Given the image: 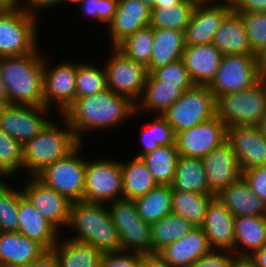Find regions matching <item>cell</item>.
I'll return each mask as SVG.
<instances>
[{
  "label": "cell",
  "instance_id": "1",
  "mask_svg": "<svg viewBox=\"0 0 266 267\" xmlns=\"http://www.w3.org/2000/svg\"><path fill=\"white\" fill-rule=\"evenodd\" d=\"M135 111L136 103L129 97L106 89L95 95L76 98L62 115L78 141L83 143L84 133L121 128V124L133 118Z\"/></svg>",
  "mask_w": 266,
  "mask_h": 267
},
{
  "label": "cell",
  "instance_id": "2",
  "mask_svg": "<svg viewBox=\"0 0 266 267\" xmlns=\"http://www.w3.org/2000/svg\"><path fill=\"white\" fill-rule=\"evenodd\" d=\"M38 49L24 56L0 57V71L10 104L44 106V56Z\"/></svg>",
  "mask_w": 266,
  "mask_h": 267
},
{
  "label": "cell",
  "instance_id": "3",
  "mask_svg": "<svg viewBox=\"0 0 266 267\" xmlns=\"http://www.w3.org/2000/svg\"><path fill=\"white\" fill-rule=\"evenodd\" d=\"M67 228L75 231L68 238L90 244L103 253L121 250L117 228L104 204L72 202Z\"/></svg>",
  "mask_w": 266,
  "mask_h": 267
},
{
  "label": "cell",
  "instance_id": "4",
  "mask_svg": "<svg viewBox=\"0 0 266 267\" xmlns=\"http://www.w3.org/2000/svg\"><path fill=\"white\" fill-rule=\"evenodd\" d=\"M62 120L65 125L63 128L58 124L60 122L50 120L39 134L22 146L23 170L27 176L36 177L47 166L65 158L81 144L61 114Z\"/></svg>",
  "mask_w": 266,
  "mask_h": 267
},
{
  "label": "cell",
  "instance_id": "5",
  "mask_svg": "<svg viewBox=\"0 0 266 267\" xmlns=\"http://www.w3.org/2000/svg\"><path fill=\"white\" fill-rule=\"evenodd\" d=\"M38 22L23 7L0 10V57L24 56L40 49Z\"/></svg>",
  "mask_w": 266,
  "mask_h": 267
},
{
  "label": "cell",
  "instance_id": "6",
  "mask_svg": "<svg viewBox=\"0 0 266 267\" xmlns=\"http://www.w3.org/2000/svg\"><path fill=\"white\" fill-rule=\"evenodd\" d=\"M266 114V82L259 80L252 87L231 92L216 100V115L227 127L257 126Z\"/></svg>",
  "mask_w": 266,
  "mask_h": 267
},
{
  "label": "cell",
  "instance_id": "7",
  "mask_svg": "<svg viewBox=\"0 0 266 267\" xmlns=\"http://www.w3.org/2000/svg\"><path fill=\"white\" fill-rule=\"evenodd\" d=\"M162 116L176 134L216 116V100L208 86L194 85L185 90Z\"/></svg>",
  "mask_w": 266,
  "mask_h": 267
},
{
  "label": "cell",
  "instance_id": "8",
  "mask_svg": "<svg viewBox=\"0 0 266 267\" xmlns=\"http://www.w3.org/2000/svg\"><path fill=\"white\" fill-rule=\"evenodd\" d=\"M106 207L117 228L121 250L152 253L150 224L139 216L134 200L122 198Z\"/></svg>",
  "mask_w": 266,
  "mask_h": 267
},
{
  "label": "cell",
  "instance_id": "9",
  "mask_svg": "<svg viewBox=\"0 0 266 267\" xmlns=\"http://www.w3.org/2000/svg\"><path fill=\"white\" fill-rule=\"evenodd\" d=\"M82 143L65 158L47 166L36 177L70 201L83 200L85 188L86 158L80 155Z\"/></svg>",
  "mask_w": 266,
  "mask_h": 267
},
{
  "label": "cell",
  "instance_id": "10",
  "mask_svg": "<svg viewBox=\"0 0 266 267\" xmlns=\"http://www.w3.org/2000/svg\"><path fill=\"white\" fill-rule=\"evenodd\" d=\"M123 198L121 160H86L83 200L107 205Z\"/></svg>",
  "mask_w": 266,
  "mask_h": 267
},
{
  "label": "cell",
  "instance_id": "11",
  "mask_svg": "<svg viewBox=\"0 0 266 267\" xmlns=\"http://www.w3.org/2000/svg\"><path fill=\"white\" fill-rule=\"evenodd\" d=\"M105 62L107 88L114 93L129 97L136 103L142 96L148 76L147 68L129 59L116 46H111Z\"/></svg>",
  "mask_w": 266,
  "mask_h": 267
},
{
  "label": "cell",
  "instance_id": "12",
  "mask_svg": "<svg viewBox=\"0 0 266 267\" xmlns=\"http://www.w3.org/2000/svg\"><path fill=\"white\" fill-rule=\"evenodd\" d=\"M255 55H223L215 78L208 86L215 100L224 94L239 92L259 81Z\"/></svg>",
  "mask_w": 266,
  "mask_h": 267
},
{
  "label": "cell",
  "instance_id": "13",
  "mask_svg": "<svg viewBox=\"0 0 266 267\" xmlns=\"http://www.w3.org/2000/svg\"><path fill=\"white\" fill-rule=\"evenodd\" d=\"M226 124L216 115L190 129L176 133L175 145L179 155L202 159L226 141Z\"/></svg>",
  "mask_w": 266,
  "mask_h": 267
},
{
  "label": "cell",
  "instance_id": "14",
  "mask_svg": "<svg viewBox=\"0 0 266 267\" xmlns=\"http://www.w3.org/2000/svg\"><path fill=\"white\" fill-rule=\"evenodd\" d=\"M45 59L44 57V107L50 108L56 104L54 107H57L58 113L63 114L76 99L77 61L66 60L49 67V62Z\"/></svg>",
  "mask_w": 266,
  "mask_h": 267
},
{
  "label": "cell",
  "instance_id": "15",
  "mask_svg": "<svg viewBox=\"0 0 266 267\" xmlns=\"http://www.w3.org/2000/svg\"><path fill=\"white\" fill-rule=\"evenodd\" d=\"M26 179L27 181H24L26 184L22 186L23 194L35 209L62 234L69 221L72 201L46 186L37 177Z\"/></svg>",
  "mask_w": 266,
  "mask_h": 267
},
{
  "label": "cell",
  "instance_id": "16",
  "mask_svg": "<svg viewBox=\"0 0 266 267\" xmlns=\"http://www.w3.org/2000/svg\"><path fill=\"white\" fill-rule=\"evenodd\" d=\"M50 111L44 106L11 104L0 117V128L23 146L52 120L47 118Z\"/></svg>",
  "mask_w": 266,
  "mask_h": 267
},
{
  "label": "cell",
  "instance_id": "17",
  "mask_svg": "<svg viewBox=\"0 0 266 267\" xmlns=\"http://www.w3.org/2000/svg\"><path fill=\"white\" fill-rule=\"evenodd\" d=\"M226 141L243 171L266 165V138L258 126L235 125L227 127Z\"/></svg>",
  "mask_w": 266,
  "mask_h": 267
},
{
  "label": "cell",
  "instance_id": "18",
  "mask_svg": "<svg viewBox=\"0 0 266 267\" xmlns=\"http://www.w3.org/2000/svg\"><path fill=\"white\" fill-rule=\"evenodd\" d=\"M232 11L228 5L197 2L184 32L185 46L212 44L214 34Z\"/></svg>",
  "mask_w": 266,
  "mask_h": 267
},
{
  "label": "cell",
  "instance_id": "19",
  "mask_svg": "<svg viewBox=\"0 0 266 267\" xmlns=\"http://www.w3.org/2000/svg\"><path fill=\"white\" fill-rule=\"evenodd\" d=\"M208 186L216 196L242 178V170L230 144L225 141L202 159Z\"/></svg>",
  "mask_w": 266,
  "mask_h": 267
},
{
  "label": "cell",
  "instance_id": "20",
  "mask_svg": "<svg viewBox=\"0 0 266 267\" xmlns=\"http://www.w3.org/2000/svg\"><path fill=\"white\" fill-rule=\"evenodd\" d=\"M212 250L205 231L195 226L187 235L162 248L158 254L170 267H189Z\"/></svg>",
  "mask_w": 266,
  "mask_h": 267
},
{
  "label": "cell",
  "instance_id": "21",
  "mask_svg": "<svg viewBox=\"0 0 266 267\" xmlns=\"http://www.w3.org/2000/svg\"><path fill=\"white\" fill-rule=\"evenodd\" d=\"M151 9L141 0H118L117 12L108 25L110 46H117L127 36L150 25Z\"/></svg>",
  "mask_w": 266,
  "mask_h": 267
},
{
  "label": "cell",
  "instance_id": "22",
  "mask_svg": "<svg viewBox=\"0 0 266 267\" xmlns=\"http://www.w3.org/2000/svg\"><path fill=\"white\" fill-rule=\"evenodd\" d=\"M234 220L235 217L215 196L208 205L200 226L213 249L231 250L234 253Z\"/></svg>",
  "mask_w": 266,
  "mask_h": 267
},
{
  "label": "cell",
  "instance_id": "23",
  "mask_svg": "<svg viewBox=\"0 0 266 267\" xmlns=\"http://www.w3.org/2000/svg\"><path fill=\"white\" fill-rule=\"evenodd\" d=\"M223 53L213 44L185 46L182 60L195 85L209 86L220 67Z\"/></svg>",
  "mask_w": 266,
  "mask_h": 267
},
{
  "label": "cell",
  "instance_id": "24",
  "mask_svg": "<svg viewBox=\"0 0 266 267\" xmlns=\"http://www.w3.org/2000/svg\"><path fill=\"white\" fill-rule=\"evenodd\" d=\"M18 231L27 238L41 244L46 250H52L61 233L33 206L23 194L18 206Z\"/></svg>",
  "mask_w": 266,
  "mask_h": 267
},
{
  "label": "cell",
  "instance_id": "25",
  "mask_svg": "<svg viewBox=\"0 0 266 267\" xmlns=\"http://www.w3.org/2000/svg\"><path fill=\"white\" fill-rule=\"evenodd\" d=\"M45 251L19 232H0V267H29Z\"/></svg>",
  "mask_w": 266,
  "mask_h": 267
},
{
  "label": "cell",
  "instance_id": "26",
  "mask_svg": "<svg viewBox=\"0 0 266 267\" xmlns=\"http://www.w3.org/2000/svg\"><path fill=\"white\" fill-rule=\"evenodd\" d=\"M234 217L266 216V204L243 178L230 184L216 195Z\"/></svg>",
  "mask_w": 266,
  "mask_h": 267
},
{
  "label": "cell",
  "instance_id": "27",
  "mask_svg": "<svg viewBox=\"0 0 266 267\" xmlns=\"http://www.w3.org/2000/svg\"><path fill=\"white\" fill-rule=\"evenodd\" d=\"M266 245V216H240L234 220V254L249 257Z\"/></svg>",
  "mask_w": 266,
  "mask_h": 267
},
{
  "label": "cell",
  "instance_id": "28",
  "mask_svg": "<svg viewBox=\"0 0 266 267\" xmlns=\"http://www.w3.org/2000/svg\"><path fill=\"white\" fill-rule=\"evenodd\" d=\"M212 44L223 55H254L251 52L242 17L234 10L214 34Z\"/></svg>",
  "mask_w": 266,
  "mask_h": 267
},
{
  "label": "cell",
  "instance_id": "29",
  "mask_svg": "<svg viewBox=\"0 0 266 267\" xmlns=\"http://www.w3.org/2000/svg\"><path fill=\"white\" fill-rule=\"evenodd\" d=\"M63 237L61 234L52 248L60 267H101L103 252L90 244Z\"/></svg>",
  "mask_w": 266,
  "mask_h": 267
},
{
  "label": "cell",
  "instance_id": "30",
  "mask_svg": "<svg viewBox=\"0 0 266 267\" xmlns=\"http://www.w3.org/2000/svg\"><path fill=\"white\" fill-rule=\"evenodd\" d=\"M154 44L147 67L148 73L160 66L182 59L185 49L184 32L174 29H153Z\"/></svg>",
  "mask_w": 266,
  "mask_h": 267
},
{
  "label": "cell",
  "instance_id": "31",
  "mask_svg": "<svg viewBox=\"0 0 266 267\" xmlns=\"http://www.w3.org/2000/svg\"><path fill=\"white\" fill-rule=\"evenodd\" d=\"M184 91L175 85L161 84L150 73H148L144 91L141 98L136 102L135 115H140L141 109L145 112H156V115H162L170 106H172L182 95Z\"/></svg>",
  "mask_w": 266,
  "mask_h": 267
},
{
  "label": "cell",
  "instance_id": "32",
  "mask_svg": "<svg viewBox=\"0 0 266 267\" xmlns=\"http://www.w3.org/2000/svg\"><path fill=\"white\" fill-rule=\"evenodd\" d=\"M172 191H189L197 194L214 195L207 182L202 160L179 155Z\"/></svg>",
  "mask_w": 266,
  "mask_h": 267
},
{
  "label": "cell",
  "instance_id": "33",
  "mask_svg": "<svg viewBox=\"0 0 266 267\" xmlns=\"http://www.w3.org/2000/svg\"><path fill=\"white\" fill-rule=\"evenodd\" d=\"M124 161H121L124 199L134 200L158 185L141 158Z\"/></svg>",
  "mask_w": 266,
  "mask_h": 267
},
{
  "label": "cell",
  "instance_id": "34",
  "mask_svg": "<svg viewBox=\"0 0 266 267\" xmlns=\"http://www.w3.org/2000/svg\"><path fill=\"white\" fill-rule=\"evenodd\" d=\"M139 216L152 224L172 213V187L157 185L145 195L134 199Z\"/></svg>",
  "mask_w": 266,
  "mask_h": 267
},
{
  "label": "cell",
  "instance_id": "35",
  "mask_svg": "<svg viewBox=\"0 0 266 267\" xmlns=\"http://www.w3.org/2000/svg\"><path fill=\"white\" fill-rule=\"evenodd\" d=\"M179 153L175 144L159 146L141 157L158 185L173 183Z\"/></svg>",
  "mask_w": 266,
  "mask_h": 267
},
{
  "label": "cell",
  "instance_id": "36",
  "mask_svg": "<svg viewBox=\"0 0 266 267\" xmlns=\"http://www.w3.org/2000/svg\"><path fill=\"white\" fill-rule=\"evenodd\" d=\"M194 227L192 223L174 213L150 224L152 253H158L166 245L187 235Z\"/></svg>",
  "mask_w": 266,
  "mask_h": 267
},
{
  "label": "cell",
  "instance_id": "37",
  "mask_svg": "<svg viewBox=\"0 0 266 267\" xmlns=\"http://www.w3.org/2000/svg\"><path fill=\"white\" fill-rule=\"evenodd\" d=\"M215 195L189 191H172V213L179 215L194 226H201L211 200Z\"/></svg>",
  "mask_w": 266,
  "mask_h": 267
},
{
  "label": "cell",
  "instance_id": "38",
  "mask_svg": "<svg viewBox=\"0 0 266 267\" xmlns=\"http://www.w3.org/2000/svg\"><path fill=\"white\" fill-rule=\"evenodd\" d=\"M196 4L197 2L194 0H183L177 5L152 8L150 26L153 29H174L185 32Z\"/></svg>",
  "mask_w": 266,
  "mask_h": 267
},
{
  "label": "cell",
  "instance_id": "39",
  "mask_svg": "<svg viewBox=\"0 0 266 267\" xmlns=\"http://www.w3.org/2000/svg\"><path fill=\"white\" fill-rule=\"evenodd\" d=\"M151 123L142 127L140 134L141 151L134 157L141 158L143 155L152 152L159 146L175 144L176 134L174 129L167 123L166 119L162 115H153Z\"/></svg>",
  "mask_w": 266,
  "mask_h": 267
},
{
  "label": "cell",
  "instance_id": "40",
  "mask_svg": "<svg viewBox=\"0 0 266 267\" xmlns=\"http://www.w3.org/2000/svg\"><path fill=\"white\" fill-rule=\"evenodd\" d=\"M153 28L149 25L127 36L116 47L129 59L148 67L153 50Z\"/></svg>",
  "mask_w": 266,
  "mask_h": 267
},
{
  "label": "cell",
  "instance_id": "41",
  "mask_svg": "<svg viewBox=\"0 0 266 267\" xmlns=\"http://www.w3.org/2000/svg\"><path fill=\"white\" fill-rule=\"evenodd\" d=\"M97 66L88 61L76 63V98L108 89L104 67Z\"/></svg>",
  "mask_w": 266,
  "mask_h": 267
},
{
  "label": "cell",
  "instance_id": "42",
  "mask_svg": "<svg viewBox=\"0 0 266 267\" xmlns=\"http://www.w3.org/2000/svg\"><path fill=\"white\" fill-rule=\"evenodd\" d=\"M7 180L0 186V232H17L19 199L23 191L22 187L16 189L7 185Z\"/></svg>",
  "mask_w": 266,
  "mask_h": 267
},
{
  "label": "cell",
  "instance_id": "43",
  "mask_svg": "<svg viewBox=\"0 0 266 267\" xmlns=\"http://www.w3.org/2000/svg\"><path fill=\"white\" fill-rule=\"evenodd\" d=\"M22 145L0 128V175L5 178L15 177L23 171Z\"/></svg>",
  "mask_w": 266,
  "mask_h": 267
},
{
  "label": "cell",
  "instance_id": "44",
  "mask_svg": "<svg viewBox=\"0 0 266 267\" xmlns=\"http://www.w3.org/2000/svg\"><path fill=\"white\" fill-rule=\"evenodd\" d=\"M238 14L244 22L251 52L259 56L266 49V12Z\"/></svg>",
  "mask_w": 266,
  "mask_h": 267
},
{
  "label": "cell",
  "instance_id": "45",
  "mask_svg": "<svg viewBox=\"0 0 266 267\" xmlns=\"http://www.w3.org/2000/svg\"><path fill=\"white\" fill-rule=\"evenodd\" d=\"M150 74L161 84L175 85L183 91L190 89L195 84L191 80L183 60L160 66L153 69Z\"/></svg>",
  "mask_w": 266,
  "mask_h": 267
},
{
  "label": "cell",
  "instance_id": "46",
  "mask_svg": "<svg viewBox=\"0 0 266 267\" xmlns=\"http://www.w3.org/2000/svg\"><path fill=\"white\" fill-rule=\"evenodd\" d=\"M80 6L82 15L88 18L98 20L104 27L112 22L114 14L117 12L118 0H82L76 4Z\"/></svg>",
  "mask_w": 266,
  "mask_h": 267
},
{
  "label": "cell",
  "instance_id": "47",
  "mask_svg": "<svg viewBox=\"0 0 266 267\" xmlns=\"http://www.w3.org/2000/svg\"><path fill=\"white\" fill-rule=\"evenodd\" d=\"M141 253L134 251L105 252L101 267H140Z\"/></svg>",
  "mask_w": 266,
  "mask_h": 267
},
{
  "label": "cell",
  "instance_id": "48",
  "mask_svg": "<svg viewBox=\"0 0 266 267\" xmlns=\"http://www.w3.org/2000/svg\"><path fill=\"white\" fill-rule=\"evenodd\" d=\"M242 178L249 188L266 204V165L243 171Z\"/></svg>",
  "mask_w": 266,
  "mask_h": 267
},
{
  "label": "cell",
  "instance_id": "49",
  "mask_svg": "<svg viewBox=\"0 0 266 267\" xmlns=\"http://www.w3.org/2000/svg\"><path fill=\"white\" fill-rule=\"evenodd\" d=\"M235 257L231 250L213 249L189 267H228Z\"/></svg>",
  "mask_w": 266,
  "mask_h": 267
},
{
  "label": "cell",
  "instance_id": "50",
  "mask_svg": "<svg viewBox=\"0 0 266 267\" xmlns=\"http://www.w3.org/2000/svg\"><path fill=\"white\" fill-rule=\"evenodd\" d=\"M25 2H22V7L32 16H34L35 18H37L38 14L42 8H52L55 6H59V4L61 5L62 2L64 4L65 0H24ZM39 9V10H38ZM38 10V12H37ZM37 12V13H36Z\"/></svg>",
  "mask_w": 266,
  "mask_h": 267
},
{
  "label": "cell",
  "instance_id": "51",
  "mask_svg": "<svg viewBox=\"0 0 266 267\" xmlns=\"http://www.w3.org/2000/svg\"><path fill=\"white\" fill-rule=\"evenodd\" d=\"M233 10L236 13L266 12V0H240Z\"/></svg>",
  "mask_w": 266,
  "mask_h": 267
},
{
  "label": "cell",
  "instance_id": "52",
  "mask_svg": "<svg viewBox=\"0 0 266 267\" xmlns=\"http://www.w3.org/2000/svg\"><path fill=\"white\" fill-rule=\"evenodd\" d=\"M29 267H60L56 254L52 250H46Z\"/></svg>",
  "mask_w": 266,
  "mask_h": 267
},
{
  "label": "cell",
  "instance_id": "53",
  "mask_svg": "<svg viewBox=\"0 0 266 267\" xmlns=\"http://www.w3.org/2000/svg\"><path fill=\"white\" fill-rule=\"evenodd\" d=\"M140 267H170L158 253H141Z\"/></svg>",
  "mask_w": 266,
  "mask_h": 267
},
{
  "label": "cell",
  "instance_id": "54",
  "mask_svg": "<svg viewBox=\"0 0 266 267\" xmlns=\"http://www.w3.org/2000/svg\"><path fill=\"white\" fill-rule=\"evenodd\" d=\"M254 267H266V245L247 257Z\"/></svg>",
  "mask_w": 266,
  "mask_h": 267
},
{
  "label": "cell",
  "instance_id": "55",
  "mask_svg": "<svg viewBox=\"0 0 266 267\" xmlns=\"http://www.w3.org/2000/svg\"><path fill=\"white\" fill-rule=\"evenodd\" d=\"M259 79L266 82V49L257 56Z\"/></svg>",
  "mask_w": 266,
  "mask_h": 267
},
{
  "label": "cell",
  "instance_id": "56",
  "mask_svg": "<svg viewBox=\"0 0 266 267\" xmlns=\"http://www.w3.org/2000/svg\"><path fill=\"white\" fill-rule=\"evenodd\" d=\"M22 0H0V10H11L22 7Z\"/></svg>",
  "mask_w": 266,
  "mask_h": 267
},
{
  "label": "cell",
  "instance_id": "57",
  "mask_svg": "<svg viewBox=\"0 0 266 267\" xmlns=\"http://www.w3.org/2000/svg\"><path fill=\"white\" fill-rule=\"evenodd\" d=\"M228 267H254L247 257H235Z\"/></svg>",
  "mask_w": 266,
  "mask_h": 267
},
{
  "label": "cell",
  "instance_id": "58",
  "mask_svg": "<svg viewBox=\"0 0 266 267\" xmlns=\"http://www.w3.org/2000/svg\"><path fill=\"white\" fill-rule=\"evenodd\" d=\"M183 0H155L154 8L168 7L169 5H177Z\"/></svg>",
  "mask_w": 266,
  "mask_h": 267
},
{
  "label": "cell",
  "instance_id": "59",
  "mask_svg": "<svg viewBox=\"0 0 266 267\" xmlns=\"http://www.w3.org/2000/svg\"><path fill=\"white\" fill-rule=\"evenodd\" d=\"M0 99L9 100L6 87L2 80L1 71H0Z\"/></svg>",
  "mask_w": 266,
  "mask_h": 267
},
{
  "label": "cell",
  "instance_id": "60",
  "mask_svg": "<svg viewBox=\"0 0 266 267\" xmlns=\"http://www.w3.org/2000/svg\"><path fill=\"white\" fill-rule=\"evenodd\" d=\"M257 126L261 134L266 138V114L263 116Z\"/></svg>",
  "mask_w": 266,
  "mask_h": 267
},
{
  "label": "cell",
  "instance_id": "61",
  "mask_svg": "<svg viewBox=\"0 0 266 267\" xmlns=\"http://www.w3.org/2000/svg\"><path fill=\"white\" fill-rule=\"evenodd\" d=\"M221 1V2H220ZM240 0H215L218 4L228 5L232 8H234Z\"/></svg>",
  "mask_w": 266,
  "mask_h": 267
},
{
  "label": "cell",
  "instance_id": "62",
  "mask_svg": "<svg viewBox=\"0 0 266 267\" xmlns=\"http://www.w3.org/2000/svg\"><path fill=\"white\" fill-rule=\"evenodd\" d=\"M9 100H2L0 99V117L4 114L6 109L10 106Z\"/></svg>",
  "mask_w": 266,
  "mask_h": 267
},
{
  "label": "cell",
  "instance_id": "63",
  "mask_svg": "<svg viewBox=\"0 0 266 267\" xmlns=\"http://www.w3.org/2000/svg\"><path fill=\"white\" fill-rule=\"evenodd\" d=\"M150 9L154 8L155 0H141Z\"/></svg>",
  "mask_w": 266,
  "mask_h": 267
},
{
  "label": "cell",
  "instance_id": "64",
  "mask_svg": "<svg viewBox=\"0 0 266 267\" xmlns=\"http://www.w3.org/2000/svg\"><path fill=\"white\" fill-rule=\"evenodd\" d=\"M80 1H82V0H65V2L66 3H69V5L71 4H74V5H76L78 2H80Z\"/></svg>",
  "mask_w": 266,
  "mask_h": 267
},
{
  "label": "cell",
  "instance_id": "65",
  "mask_svg": "<svg viewBox=\"0 0 266 267\" xmlns=\"http://www.w3.org/2000/svg\"><path fill=\"white\" fill-rule=\"evenodd\" d=\"M196 2H215V0H194Z\"/></svg>",
  "mask_w": 266,
  "mask_h": 267
},
{
  "label": "cell",
  "instance_id": "66",
  "mask_svg": "<svg viewBox=\"0 0 266 267\" xmlns=\"http://www.w3.org/2000/svg\"><path fill=\"white\" fill-rule=\"evenodd\" d=\"M4 178L5 177H3V176L0 175V186L4 183V180H5Z\"/></svg>",
  "mask_w": 266,
  "mask_h": 267
}]
</instances>
